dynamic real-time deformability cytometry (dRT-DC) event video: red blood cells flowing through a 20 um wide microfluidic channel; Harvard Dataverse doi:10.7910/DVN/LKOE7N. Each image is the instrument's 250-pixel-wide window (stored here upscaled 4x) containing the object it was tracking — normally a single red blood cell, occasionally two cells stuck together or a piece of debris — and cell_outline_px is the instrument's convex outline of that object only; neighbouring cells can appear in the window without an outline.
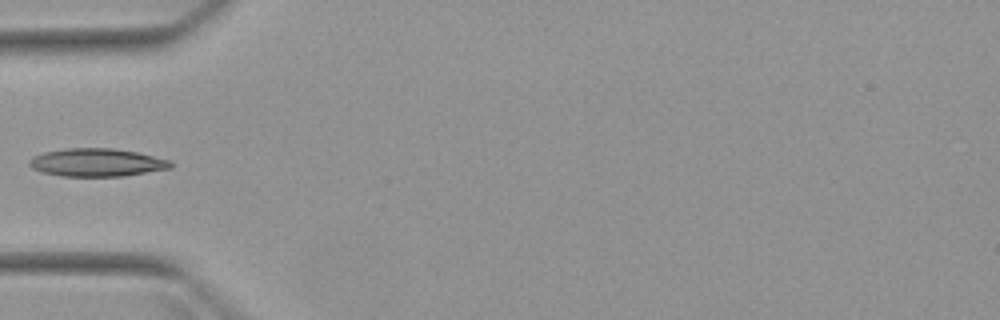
{"species": "Egyptian fruit bat (a non-hibernating species)", "species_latin": "Rousettus aegyptiacus", "temperature_condition": "warm", "stored_images_in_passage": 5, "segment_of_instrument_passage": [2, 2], "camera_frame_rate_fps": 3000, "um_per_image_px": 0.085, "animal": {"sex": "female"}, "frame": {"image": 1, "passage_image": 5, "time_ms": 6.0, "image_size_px": [1000, 320], "cell_outline_px": [[172, 168], [124, 176], [60, 176], [44, 172], [32, 168], [28, 164], [28, 160], [32, 156], [44, 152], [68, 148], [112, 148], [136, 152], [172, 160]], "centroid_in_image_um": [8.24, 13.81], "position_along_channel_um": 76.8, "area_um2": 23.12}}